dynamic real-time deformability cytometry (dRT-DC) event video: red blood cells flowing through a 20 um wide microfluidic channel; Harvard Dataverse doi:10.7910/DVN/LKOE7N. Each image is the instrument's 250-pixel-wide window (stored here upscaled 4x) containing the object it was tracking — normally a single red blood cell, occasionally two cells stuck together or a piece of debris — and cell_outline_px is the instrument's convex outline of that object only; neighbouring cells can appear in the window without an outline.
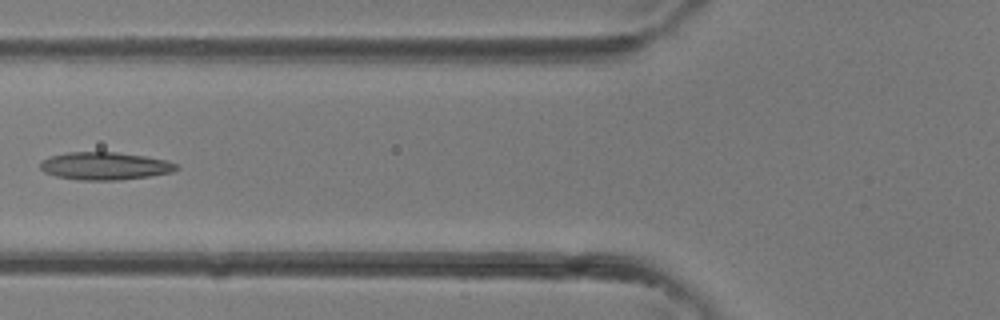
{"species": "common noctule bat (a hibernating species)", "species_latin": "Nyctalus noctula", "temperature_condition": "room temperature", "stored_images_in_passage": 4, "camera_frame_rate_fps": 3000, "um_per_image_px": 0.085, "animal": {"sex": "female"}, "frame": {"image": 1, "passage_image": 4, "time_ms": 1.0, "image_size_px": [1000, 320], "cell_outline_px": [[180, 168], [172, 172], [148, 176], [120, 180], [76, 180], [56, 176], [44, 172], [40, 168], [40, 160], [52, 156], [68, 152], [116, 152], [144, 156], [168, 160], [180, 164]], "centroid_in_image_um": [8.94, 14.11], "position_along_channel_um": 116.9, "area_um2": 22.14}}